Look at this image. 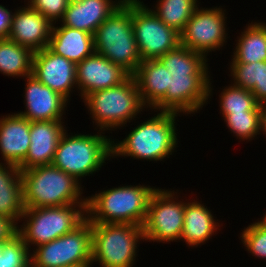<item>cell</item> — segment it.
Wrapping results in <instances>:
<instances>
[{"label":"cell","mask_w":266,"mask_h":267,"mask_svg":"<svg viewBox=\"0 0 266 267\" xmlns=\"http://www.w3.org/2000/svg\"><path fill=\"white\" fill-rule=\"evenodd\" d=\"M179 113L161 111L134 127L122 141L112 140V158L131 156L134 159L162 161L177 147L176 117Z\"/></svg>","instance_id":"1"},{"label":"cell","mask_w":266,"mask_h":267,"mask_svg":"<svg viewBox=\"0 0 266 267\" xmlns=\"http://www.w3.org/2000/svg\"><path fill=\"white\" fill-rule=\"evenodd\" d=\"M151 186H120L87 198L86 213L91 223H119L142 226L152 194Z\"/></svg>","instance_id":"2"},{"label":"cell","mask_w":266,"mask_h":267,"mask_svg":"<svg viewBox=\"0 0 266 267\" xmlns=\"http://www.w3.org/2000/svg\"><path fill=\"white\" fill-rule=\"evenodd\" d=\"M24 208L87 203L80 181L52 164L21 171Z\"/></svg>","instance_id":"3"},{"label":"cell","mask_w":266,"mask_h":267,"mask_svg":"<svg viewBox=\"0 0 266 267\" xmlns=\"http://www.w3.org/2000/svg\"><path fill=\"white\" fill-rule=\"evenodd\" d=\"M95 52L132 76L142 62L132 25V0H125L94 34Z\"/></svg>","instance_id":"4"},{"label":"cell","mask_w":266,"mask_h":267,"mask_svg":"<svg viewBox=\"0 0 266 267\" xmlns=\"http://www.w3.org/2000/svg\"><path fill=\"white\" fill-rule=\"evenodd\" d=\"M63 134L57 145L52 165L73 176L77 181L100 170L112 156V139L102 135ZM99 134V135H98Z\"/></svg>","instance_id":"5"},{"label":"cell","mask_w":266,"mask_h":267,"mask_svg":"<svg viewBox=\"0 0 266 267\" xmlns=\"http://www.w3.org/2000/svg\"><path fill=\"white\" fill-rule=\"evenodd\" d=\"M83 101L95 120L93 123L103 132L125 126L146 108L133 76L120 85L90 93Z\"/></svg>","instance_id":"6"},{"label":"cell","mask_w":266,"mask_h":267,"mask_svg":"<svg viewBox=\"0 0 266 267\" xmlns=\"http://www.w3.org/2000/svg\"><path fill=\"white\" fill-rule=\"evenodd\" d=\"M86 205L87 203H77L58 207L25 208L21 217V221L23 218L25 221L18 228V234L28 247L30 244L38 247L49 243L71 232L87 218Z\"/></svg>","instance_id":"7"},{"label":"cell","mask_w":266,"mask_h":267,"mask_svg":"<svg viewBox=\"0 0 266 267\" xmlns=\"http://www.w3.org/2000/svg\"><path fill=\"white\" fill-rule=\"evenodd\" d=\"M92 264L101 267H132L139 240L144 239L142 226L119 223H91Z\"/></svg>","instance_id":"8"},{"label":"cell","mask_w":266,"mask_h":267,"mask_svg":"<svg viewBox=\"0 0 266 267\" xmlns=\"http://www.w3.org/2000/svg\"><path fill=\"white\" fill-rule=\"evenodd\" d=\"M132 25L142 61L158 59L180 45V33L161 21L141 0H132Z\"/></svg>","instance_id":"9"},{"label":"cell","mask_w":266,"mask_h":267,"mask_svg":"<svg viewBox=\"0 0 266 267\" xmlns=\"http://www.w3.org/2000/svg\"><path fill=\"white\" fill-rule=\"evenodd\" d=\"M174 193L177 194L174 190L157 188L152 194L142 225L145 241L167 243L180 240L184 226L185 202H176Z\"/></svg>","instance_id":"10"},{"label":"cell","mask_w":266,"mask_h":267,"mask_svg":"<svg viewBox=\"0 0 266 267\" xmlns=\"http://www.w3.org/2000/svg\"><path fill=\"white\" fill-rule=\"evenodd\" d=\"M222 8L197 7L180 33V45L205 56L223 47L226 40V21Z\"/></svg>","instance_id":"11"},{"label":"cell","mask_w":266,"mask_h":267,"mask_svg":"<svg viewBox=\"0 0 266 267\" xmlns=\"http://www.w3.org/2000/svg\"><path fill=\"white\" fill-rule=\"evenodd\" d=\"M209 75H171L166 95L152 108L191 114L200 110L211 96Z\"/></svg>","instance_id":"12"},{"label":"cell","mask_w":266,"mask_h":267,"mask_svg":"<svg viewBox=\"0 0 266 267\" xmlns=\"http://www.w3.org/2000/svg\"><path fill=\"white\" fill-rule=\"evenodd\" d=\"M32 75L67 101L77 87L76 64L54 54L47 47L34 52Z\"/></svg>","instance_id":"13"},{"label":"cell","mask_w":266,"mask_h":267,"mask_svg":"<svg viewBox=\"0 0 266 267\" xmlns=\"http://www.w3.org/2000/svg\"><path fill=\"white\" fill-rule=\"evenodd\" d=\"M129 76L120 66L96 52L76 64V81L81 99L92 92L120 85Z\"/></svg>","instance_id":"14"},{"label":"cell","mask_w":266,"mask_h":267,"mask_svg":"<svg viewBox=\"0 0 266 267\" xmlns=\"http://www.w3.org/2000/svg\"><path fill=\"white\" fill-rule=\"evenodd\" d=\"M25 111L18 112L30 122L62 121L68 101L41 83L34 75L26 76Z\"/></svg>","instance_id":"15"},{"label":"cell","mask_w":266,"mask_h":267,"mask_svg":"<svg viewBox=\"0 0 266 267\" xmlns=\"http://www.w3.org/2000/svg\"><path fill=\"white\" fill-rule=\"evenodd\" d=\"M15 10L8 38L33 52L48 47L53 24L28 4Z\"/></svg>","instance_id":"16"},{"label":"cell","mask_w":266,"mask_h":267,"mask_svg":"<svg viewBox=\"0 0 266 267\" xmlns=\"http://www.w3.org/2000/svg\"><path fill=\"white\" fill-rule=\"evenodd\" d=\"M62 122L63 121L31 122V144L26 158L18 166L21 171L52 164L57 145L66 132Z\"/></svg>","instance_id":"17"},{"label":"cell","mask_w":266,"mask_h":267,"mask_svg":"<svg viewBox=\"0 0 266 267\" xmlns=\"http://www.w3.org/2000/svg\"><path fill=\"white\" fill-rule=\"evenodd\" d=\"M125 0H71L62 21L63 26L95 34Z\"/></svg>","instance_id":"18"},{"label":"cell","mask_w":266,"mask_h":267,"mask_svg":"<svg viewBox=\"0 0 266 267\" xmlns=\"http://www.w3.org/2000/svg\"><path fill=\"white\" fill-rule=\"evenodd\" d=\"M0 118V151L4 164L19 166L31 144V122L17 113Z\"/></svg>","instance_id":"19"},{"label":"cell","mask_w":266,"mask_h":267,"mask_svg":"<svg viewBox=\"0 0 266 267\" xmlns=\"http://www.w3.org/2000/svg\"><path fill=\"white\" fill-rule=\"evenodd\" d=\"M171 75L158 59L144 60L139 64L132 76L145 107L153 108L166 95Z\"/></svg>","instance_id":"20"},{"label":"cell","mask_w":266,"mask_h":267,"mask_svg":"<svg viewBox=\"0 0 266 267\" xmlns=\"http://www.w3.org/2000/svg\"><path fill=\"white\" fill-rule=\"evenodd\" d=\"M47 48L78 64L95 52L94 35L63 25L55 27L53 24Z\"/></svg>","instance_id":"21"},{"label":"cell","mask_w":266,"mask_h":267,"mask_svg":"<svg viewBox=\"0 0 266 267\" xmlns=\"http://www.w3.org/2000/svg\"><path fill=\"white\" fill-rule=\"evenodd\" d=\"M210 209L198 201L185 202L184 226L180 240L188 246L197 247L204 244L219 230L218 222L213 218Z\"/></svg>","instance_id":"22"},{"label":"cell","mask_w":266,"mask_h":267,"mask_svg":"<svg viewBox=\"0 0 266 267\" xmlns=\"http://www.w3.org/2000/svg\"><path fill=\"white\" fill-rule=\"evenodd\" d=\"M24 210L21 170L0 163V215L20 222Z\"/></svg>","instance_id":"23"},{"label":"cell","mask_w":266,"mask_h":267,"mask_svg":"<svg viewBox=\"0 0 266 267\" xmlns=\"http://www.w3.org/2000/svg\"><path fill=\"white\" fill-rule=\"evenodd\" d=\"M62 267L92 264V229L86 218L71 232L61 236Z\"/></svg>","instance_id":"24"},{"label":"cell","mask_w":266,"mask_h":267,"mask_svg":"<svg viewBox=\"0 0 266 267\" xmlns=\"http://www.w3.org/2000/svg\"><path fill=\"white\" fill-rule=\"evenodd\" d=\"M238 37L231 63L266 61V24L253 22Z\"/></svg>","instance_id":"25"},{"label":"cell","mask_w":266,"mask_h":267,"mask_svg":"<svg viewBox=\"0 0 266 267\" xmlns=\"http://www.w3.org/2000/svg\"><path fill=\"white\" fill-rule=\"evenodd\" d=\"M34 52L9 38L0 39V73L11 77L32 75Z\"/></svg>","instance_id":"26"},{"label":"cell","mask_w":266,"mask_h":267,"mask_svg":"<svg viewBox=\"0 0 266 267\" xmlns=\"http://www.w3.org/2000/svg\"><path fill=\"white\" fill-rule=\"evenodd\" d=\"M158 60L172 75H208L207 57L179 45ZM207 63V64H206Z\"/></svg>","instance_id":"27"},{"label":"cell","mask_w":266,"mask_h":267,"mask_svg":"<svg viewBox=\"0 0 266 267\" xmlns=\"http://www.w3.org/2000/svg\"><path fill=\"white\" fill-rule=\"evenodd\" d=\"M230 64L233 85L250 90L260 104L266 103V61Z\"/></svg>","instance_id":"28"},{"label":"cell","mask_w":266,"mask_h":267,"mask_svg":"<svg viewBox=\"0 0 266 267\" xmlns=\"http://www.w3.org/2000/svg\"><path fill=\"white\" fill-rule=\"evenodd\" d=\"M197 0H158L154 14L169 27L181 33L199 6Z\"/></svg>","instance_id":"29"},{"label":"cell","mask_w":266,"mask_h":267,"mask_svg":"<svg viewBox=\"0 0 266 267\" xmlns=\"http://www.w3.org/2000/svg\"><path fill=\"white\" fill-rule=\"evenodd\" d=\"M220 113H261V104L250 90L226 86L220 96Z\"/></svg>","instance_id":"30"},{"label":"cell","mask_w":266,"mask_h":267,"mask_svg":"<svg viewBox=\"0 0 266 267\" xmlns=\"http://www.w3.org/2000/svg\"><path fill=\"white\" fill-rule=\"evenodd\" d=\"M231 133L239 139H253L261 134V113H222Z\"/></svg>","instance_id":"31"},{"label":"cell","mask_w":266,"mask_h":267,"mask_svg":"<svg viewBox=\"0 0 266 267\" xmlns=\"http://www.w3.org/2000/svg\"><path fill=\"white\" fill-rule=\"evenodd\" d=\"M29 247L17 234L3 245L0 254V267H31V253Z\"/></svg>","instance_id":"32"},{"label":"cell","mask_w":266,"mask_h":267,"mask_svg":"<svg viewBox=\"0 0 266 267\" xmlns=\"http://www.w3.org/2000/svg\"><path fill=\"white\" fill-rule=\"evenodd\" d=\"M31 254V267H62L61 237L39 245Z\"/></svg>","instance_id":"33"},{"label":"cell","mask_w":266,"mask_h":267,"mask_svg":"<svg viewBox=\"0 0 266 267\" xmlns=\"http://www.w3.org/2000/svg\"><path fill=\"white\" fill-rule=\"evenodd\" d=\"M243 230L240 238L248 252L252 256L266 259V230L255 222Z\"/></svg>","instance_id":"34"},{"label":"cell","mask_w":266,"mask_h":267,"mask_svg":"<svg viewBox=\"0 0 266 267\" xmlns=\"http://www.w3.org/2000/svg\"><path fill=\"white\" fill-rule=\"evenodd\" d=\"M71 0H28V5L45 16L52 24L60 21ZM55 21V22H54Z\"/></svg>","instance_id":"35"},{"label":"cell","mask_w":266,"mask_h":267,"mask_svg":"<svg viewBox=\"0 0 266 267\" xmlns=\"http://www.w3.org/2000/svg\"><path fill=\"white\" fill-rule=\"evenodd\" d=\"M18 222L0 215V241H9L18 234Z\"/></svg>","instance_id":"36"},{"label":"cell","mask_w":266,"mask_h":267,"mask_svg":"<svg viewBox=\"0 0 266 267\" xmlns=\"http://www.w3.org/2000/svg\"><path fill=\"white\" fill-rule=\"evenodd\" d=\"M12 11L0 5V39L8 38L11 29Z\"/></svg>","instance_id":"37"},{"label":"cell","mask_w":266,"mask_h":267,"mask_svg":"<svg viewBox=\"0 0 266 267\" xmlns=\"http://www.w3.org/2000/svg\"><path fill=\"white\" fill-rule=\"evenodd\" d=\"M261 131L266 135V103L261 104Z\"/></svg>","instance_id":"38"},{"label":"cell","mask_w":266,"mask_h":267,"mask_svg":"<svg viewBox=\"0 0 266 267\" xmlns=\"http://www.w3.org/2000/svg\"><path fill=\"white\" fill-rule=\"evenodd\" d=\"M263 219L258 221V222H255L259 227L263 228L266 230V213L265 215L262 217Z\"/></svg>","instance_id":"39"},{"label":"cell","mask_w":266,"mask_h":267,"mask_svg":"<svg viewBox=\"0 0 266 267\" xmlns=\"http://www.w3.org/2000/svg\"><path fill=\"white\" fill-rule=\"evenodd\" d=\"M92 264H82V265H72V266H65V267H91Z\"/></svg>","instance_id":"40"},{"label":"cell","mask_w":266,"mask_h":267,"mask_svg":"<svg viewBox=\"0 0 266 267\" xmlns=\"http://www.w3.org/2000/svg\"><path fill=\"white\" fill-rule=\"evenodd\" d=\"M6 241H0V254L2 253L3 250V245Z\"/></svg>","instance_id":"41"}]
</instances>
